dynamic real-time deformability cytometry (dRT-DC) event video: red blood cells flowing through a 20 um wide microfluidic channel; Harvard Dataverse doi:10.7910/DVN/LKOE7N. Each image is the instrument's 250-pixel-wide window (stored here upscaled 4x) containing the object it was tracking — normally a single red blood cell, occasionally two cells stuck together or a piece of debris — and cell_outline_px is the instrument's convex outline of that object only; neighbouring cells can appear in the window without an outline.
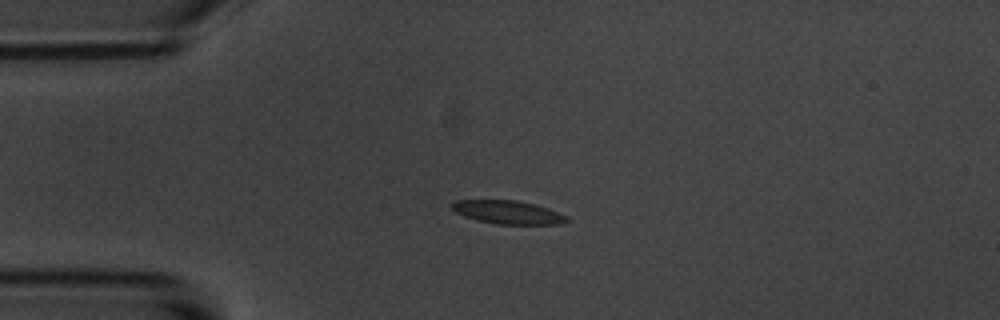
{"species": "common noctule bat (a hibernating species)", "species_latin": "Nyctalus noctula", "temperature_condition": "room temperature", "stored_images_in_passage": 4, "camera_frame_rate_fps": 3000, "um_per_image_px": 0.085, "animal": {"sex": "male", "body_mass_g": 20.1, "forearm_length_mm": 53.5}, "frame": {"image": 1, "passage_image": 3, "time_ms": 2.333, "image_size_px": [1000, 320], "cell_outline_px": [[568, 220], [560, 224], [496, 224], [476, 220], [464, 216], [456, 212], [452, 208], [452, 200], [516, 200], [548, 208], [568, 216]], "centroid_in_image_um": [43.15, 18.04], "position_along_channel_um": 41.8, "area_um2": 15.55}}